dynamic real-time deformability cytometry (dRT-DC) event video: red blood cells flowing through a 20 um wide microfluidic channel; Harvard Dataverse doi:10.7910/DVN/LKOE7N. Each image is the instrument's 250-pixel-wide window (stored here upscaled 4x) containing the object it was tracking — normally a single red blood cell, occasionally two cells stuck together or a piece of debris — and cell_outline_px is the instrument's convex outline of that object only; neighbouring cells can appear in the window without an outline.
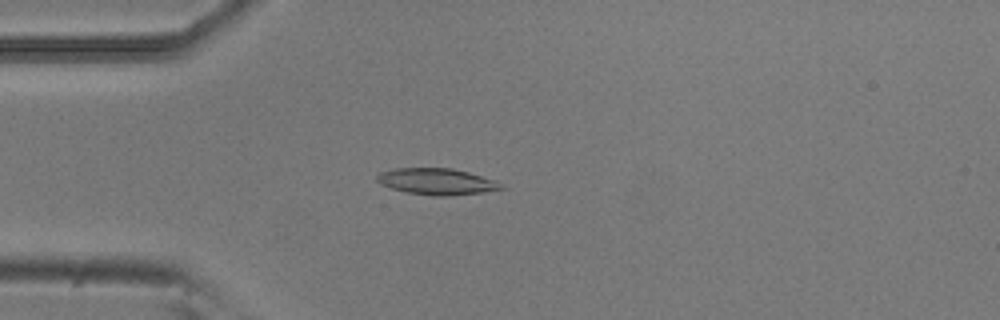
{"species": "common noctule bat (a hibernating species)", "species_latin": "Nyctalus noctula", "temperature_condition": "room temperature", "stored_images_in_passage": 44, "camera_frame_rate_fps": 3000, "um_per_image_px": 0.085, "animal": {"sex": "male", "body_mass_g": 20.5, "forearm_length_mm": 52.5}, "frame": {"image": 1, "passage_image": 5, "time_ms": 1.333, "image_size_px": [1000, 320], "cell_outline_px": [[508, 188], [484, 192], [448, 196], [432, 196], [408, 192], [392, 188], [380, 184], [376, 180], [376, 176], [380, 172], [396, 168], [452, 168], [468, 172], [492, 180]], "centroid_in_image_um": [37.1, 15.43], "position_along_channel_um": 47.9, "area_um2": 18.96}}
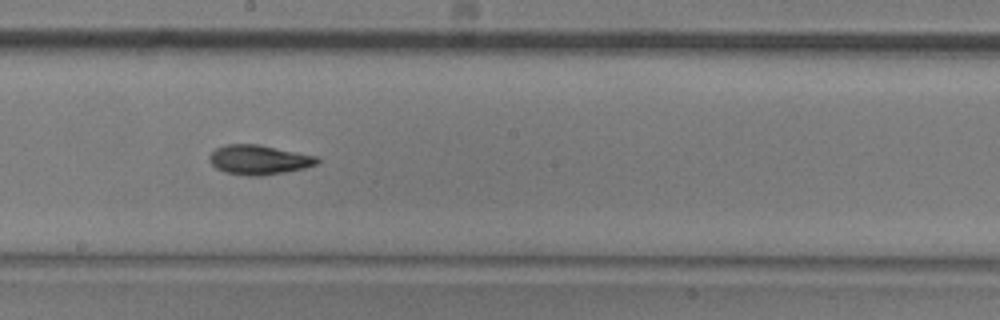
{"frame": {"image": 2, "passage_image": 20, "time_ms": 6.333, "image_size_px": [1000, 320], "cell_outline_px": [[320, 160], [316, 164], [304, 168], [284, 172], [260, 176], [248, 176], [224, 172], [216, 168], [212, 164], [208, 156], [216, 148], [224, 144], [260, 144], [320, 156]], "centroid_in_image_um": [22.03, 13.57], "position_along_channel_um": 226.2, "area_um2": 18.79}}
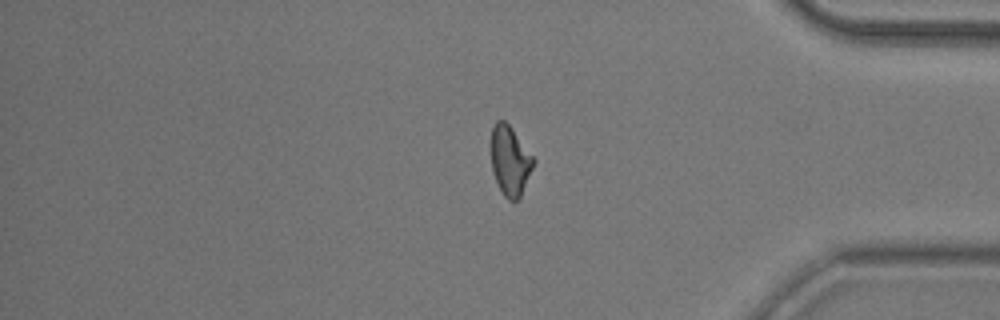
{"frame": {"image": 3, "passage_image": 35, "time_ms": 11.333, "image_size_px": [1000, 320], "cell_outline_px": [[536, 160], [520, 196], [516, 200], [508, 200], [504, 196], [492, 172], [492, 128], [496, 120], [504, 120], [512, 128]], "centroid_in_image_um": [43.36, 13.64], "position_along_channel_um": 391.8, "area_um2": 16.88}, "authors_computed_cell_mechanics": {"area_um2": 17.8313, "velocity_mm_per_s": 3.7994, "shape_relaxation_time_tau1_ms": 5.7432, "shape_relaxation_time_tau2_ms": 3.5434, "deformation_change_tau1": 0.1679, "deformation_change_tau2": 0.1022}}